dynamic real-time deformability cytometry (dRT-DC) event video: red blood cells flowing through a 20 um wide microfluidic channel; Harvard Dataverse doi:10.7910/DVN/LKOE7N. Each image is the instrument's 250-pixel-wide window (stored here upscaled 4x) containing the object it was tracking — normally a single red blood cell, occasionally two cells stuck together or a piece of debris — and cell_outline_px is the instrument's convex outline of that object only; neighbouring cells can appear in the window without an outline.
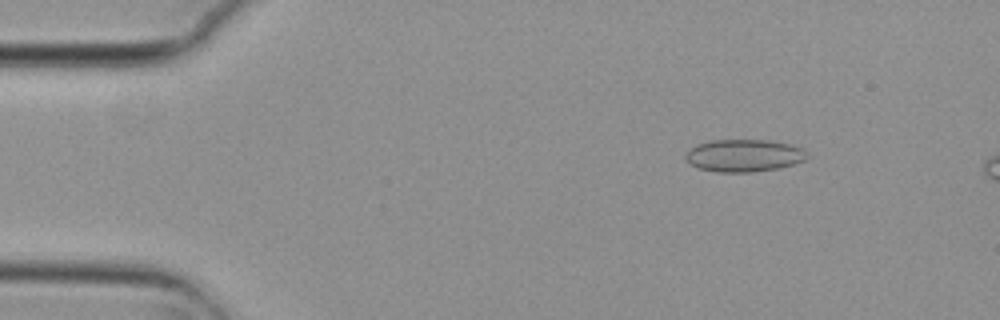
{"species": "common noctule bat (a hibernating species)", "species_latin": "Nyctalus noctula", "temperature_condition": "cold", "stored_images_in_passage": 4, "camera_frame_rate_fps": 3000, "um_per_image_px": 0.085, "animal": {"sex": "female", "body_mass_g": 29.2, "forearm_length_mm": 56.3}, "frame": {"image": 1, "passage_image": 2, "time_ms": 0.333, "image_size_px": [1000, 320], "cell_outline_px": [[808, 156], [804, 160], [780, 168], [752, 172], [716, 172], [700, 168], [692, 164], [684, 156], [688, 148], [696, 144], [712, 140], [768, 140], [788, 144], [800, 148], [808, 152]], "centroid_in_image_um": [63.21, 13.22], "position_along_channel_um": 21.8, "area_um2": 22.89}}